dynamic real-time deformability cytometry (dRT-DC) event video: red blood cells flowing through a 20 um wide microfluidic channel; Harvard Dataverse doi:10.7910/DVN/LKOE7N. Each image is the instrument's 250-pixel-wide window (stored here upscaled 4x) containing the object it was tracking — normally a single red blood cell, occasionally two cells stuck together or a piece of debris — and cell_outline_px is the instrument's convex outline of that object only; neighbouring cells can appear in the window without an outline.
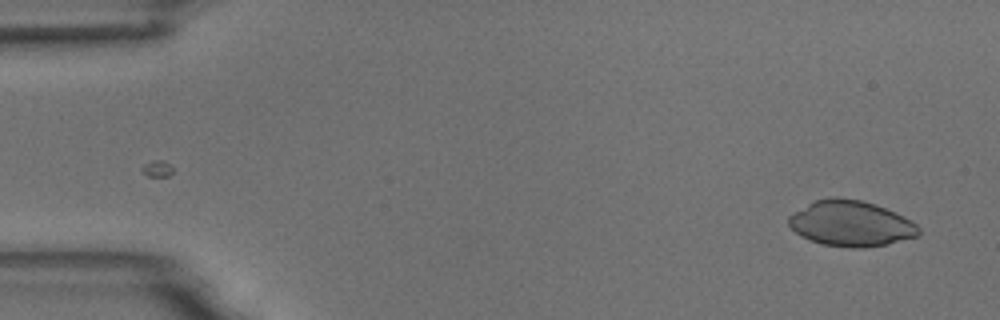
{"species": "common noctule bat (a hibernating species)", "species_latin": "Nyctalus noctula", "temperature_condition": "room temperature", "stored_images_in_passage": 3, "camera_frame_rate_fps": 3000, "um_per_image_px": 0.085, "animal": {"sex": "male", "body_mass_g": 18.8}, "frame": {"image": 1, "passage_image": 3, "time_ms": 2.667, "image_size_px": [1000, 320], "cell_outline_px": [[920, 236], [888, 244], [864, 248], [852, 248], [820, 244], [808, 240], [800, 236], [788, 224], [788, 216], [792, 212], [816, 200], [832, 196], [836, 196], [860, 200], [876, 204], [896, 212], [904, 216], [916, 224], [920, 228]], "centroid_in_image_um": [72.33, 19.0], "position_along_channel_um": 12.7, "area_um2": 35.03}}